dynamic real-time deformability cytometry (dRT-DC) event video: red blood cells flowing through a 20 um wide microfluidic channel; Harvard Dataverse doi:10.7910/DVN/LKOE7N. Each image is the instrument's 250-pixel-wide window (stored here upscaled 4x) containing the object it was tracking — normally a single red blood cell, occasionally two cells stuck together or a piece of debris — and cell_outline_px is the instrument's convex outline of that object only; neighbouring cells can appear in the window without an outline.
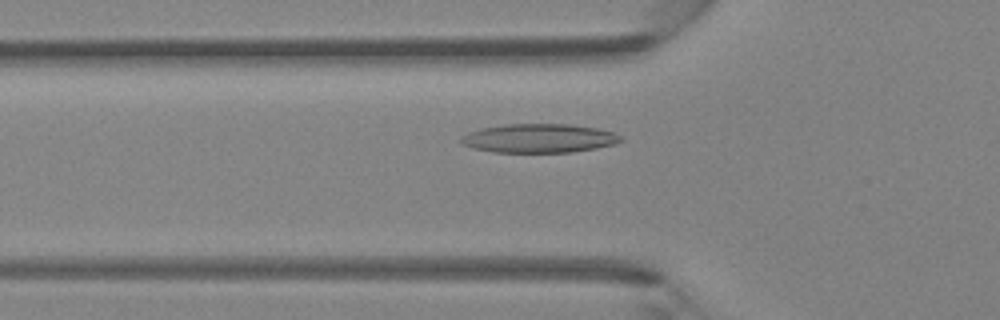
{"species": "Egyptian fruit bat (a non-hibernating species)", "species_latin": "Rousettus aegyptiacus", "temperature_condition": "room temperature", "stored_images_in_passage": 33, "camera_frame_rate_fps": 3000, "um_per_image_px": 0.085, "animal": {"sex": "female"}, "frame": {"image": 1, "passage_image": 5, "time_ms": 1.333, "image_size_px": [1000, 320], "cell_outline_px": [[624, 140], [612, 144], [596, 148], [568, 152], [492, 152], [476, 148], [464, 144], [460, 140], [460, 136], [468, 132], [480, 128], [508, 124], [568, 124], [596, 128], [612, 132], [620, 136]], "centroid_in_image_um": [45.79, 11.75], "position_along_channel_um": 80.0, "area_um2": 26.59}}
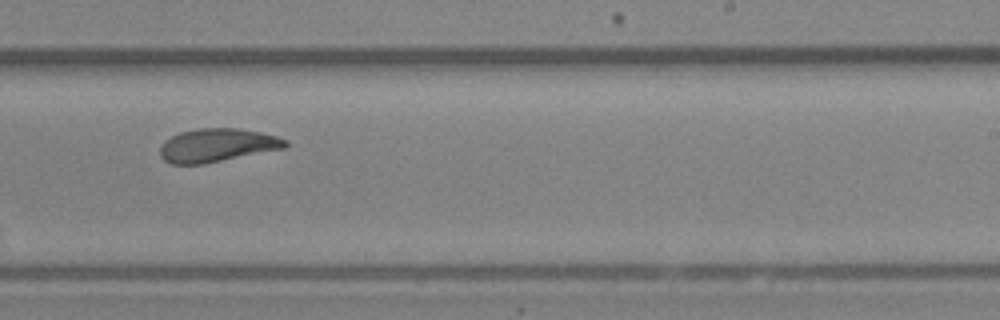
{"frame": {"image": 2, "passage_image": 18, "time_ms": 5.667, "image_size_px": [1000, 320], "cell_outline_px": [[288, 144], [284, 148], [204, 164], [172, 164], [164, 160], [160, 156], [160, 148], [164, 140], [180, 132], [196, 128], [240, 128], [260, 132], [276, 136], [288, 140]], "centroid_in_image_um": [18.44, 12.34], "position_along_channel_um": 270.6, "area_um2": 24.39}}
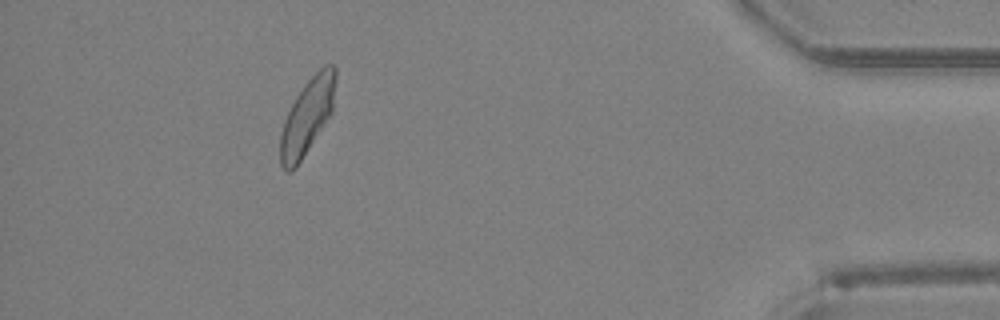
{"frame": {"image": 3, "passage_image": 31, "time_ms": 10.0, "image_size_px": [1000, 320], "cell_outline_px": [[336, 80], [332, 112], [296, 168], [292, 172], [288, 172], [280, 164], [280, 136], [284, 120], [296, 96], [304, 84], [324, 64], [332, 64], [336, 68]], "centroid_in_image_um": [26.12, 9.9], "position_along_channel_um": 409.1, "area_um2": 24.22}}